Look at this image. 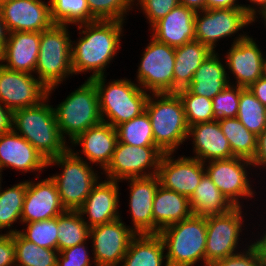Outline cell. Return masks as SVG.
Returning <instances> with one entry per match:
<instances>
[{"instance_id":"obj_1","label":"cell","mask_w":266,"mask_h":266,"mask_svg":"<svg viewBox=\"0 0 266 266\" xmlns=\"http://www.w3.org/2000/svg\"><path fill=\"white\" fill-rule=\"evenodd\" d=\"M123 23L119 20H97L79 24L82 29L77 41L71 42V64L74 74L93 71L87 78L104 76L106 66L113 60L120 46ZM84 28V30H83Z\"/></svg>"},{"instance_id":"obj_2","label":"cell","mask_w":266,"mask_h":266,"mask_svg":"<svg viewBox=\"0 0 266 266\" xmlns=\"http://www.w3.org/2000/svg\"><path fill=\"white\" fill-rule=\"evenodd\" d=\"M13 111L12 129L24 137L47 161L65 153L66 145L58 126L53 106L47 100Z\"/></svg>"},{"instance_id":"obj_3","label":"cell","mask_w":266,"mask_h":266,"mask_svg":"<svg viewBox=\"0 0 266 266\" xmlns=\"http://www.w3.org/2000/svg\"><path fill=\"white\" fill-rule=\"evenodd\" d=\"M151 95L147 98L145 111L151 121L155 145L163 153H174L188 138L189 125L182 101L177 93Z\"/></svg>"},{"instance_id":"obj_4","label":"cell","mask_w":266,"mask_h":266,"mask_svg":"<svg viewBox=\"0 0 266 266\" xmlns=\"http://www.w3.org/2000/svg\"><path fill=\"white\" fill-rule=\"evenodd\" d=\"M99 100L102 121L116 128L145 111L149 96L138 84L128 79L113 80L105 85V75L91 79ZM108 120H106V118ZM110 120V121H109Z\"/></svg>"},{"instance_id":"obj_5","label":"cell","mask_w":266,"mask_h":266,"mask_svg":"<svg viewBox=\"0 0 266 266\" xmlns=\"http://www.w3.org/2000/svg\"><path fill=\"white\" fill-rule=\"evenodd\" d=\"M68 25L53 24L40 32V45L35 73L48 88L50 96L59 83L73 75L71 64V39Z\"/></svg>"},{"instance_id":"obj_6","label":"cell","mask_w":266,"mask_h":266,"mask_svg":"<svg viewBox=\"0 0 266 266\" xmlns=\"http://www.w3.org/2000/svg\"><path fill=\"white\" fill-rule=\"evenodd\" d=\"M158 234L167 250L168 266H192L200 260L205 265L206 217L191 215Z\"/></svg>"},{"instance_id":"obj_7","label":"cell","mask_w":266,"mask_h":266,"mask_svg":"<svg viewBox=\"0 0 266 266\" xmlns=\"http://www.w3.org/2000/svg\"><path fill=\"white\" fill-rule=\"evenodd\" d=\"M70 147L65 153L52 158L47 166H61L62 173L50 176L55 182L61 203L66 210L77 211L98 182L97 173Z\"/></svg>"},{"instance_id":"obj_8","label":"cell","mask_w":266,"mask_h":266,"mask_svg":"<svg viewBox=\"0 0 266 266\" xmlns=\"http://www.w3.org/2000/svg\"><path fill=\"white\" fill-rule=\"evenodd\" d=\"M57 126L70 142L81 133L102 122L98 93L94 83L86 80L77 90L54 108Z\"/></svg>"},{"instance_id":"obj_9","label":"cell","mask_w":266,"mask_h":266,"mask_svg":"<svg viewBox=\"0 0 266 266\" xmlns=\"http://www.w3.org/2000/svg\"><path fill=\"white\" fill-rule=\"evenodd\" d=\"M143 53L137 71L139 86L150 93H173L175 48L152 37Z\"/></svg>"},{"instance_id":"obj_10","label":"cell","mask_w":266,"mask_h":266,"mask_svg":"<svg viewBox=\"0 0 266 266\" xmlns=\"http://www.w3.org/2000/svg\"><path fill=\"white\" fill-rule=\"evenodd\" d=\"M163 154L157 146L138 147L117 142L112 159L104 170L106 177L108 180L119 182L130 178L157 175ZM145 169H148V173Z\"/></svg>"},{"instance_id":"obj_11","label":"cell","mask_w":266,"mask_h":266,"mask_svg":"<svg viewBox=\"0 0 266 266\" xmlns=\"http://www.w3.org/2000/svg\"><path fill=\"white\" fill-rule=\"evenodd\" d=\"M241 209L242 207L238 206L225 214L206 217L205 266L237 254L244 222Z\"/></svg>"},{"instance_id":"obj_12","label":"cell","mask_w":266,"mask_h":266,"mask_svg":"<svg viewBox=\"0 0 266 266\" xmlns=\"http://www.w3.org/2000/svg\"><path fill=\"white\" fill-rule=\"evenodd\" d=\"M251 23L252 17L243 9L226 8L198 11L195 15V40L208 46L214 52L216 42L221 38L232 37L234 33Z\"/></svg>"},{"instance_id":"obj_13","label":"cell","mask_w":266,"mask_h":266,"mask_svg":"<svg viewBox=\"0 0 266 266\" xmlns=\"http://www.w3.org/2000/svg\"><path fill=\"white\" fill-rule=\"evenodd\" d=\"M136 235L133 227L126 226L119 218L89 229L92 239L95 266H119Z\"/></svg>"},{"instance_id":"obj_14","label":"cell","mask_w":266,"mask_h":266,"mask_svg":"<svg viewBox=\"0 0 266 266\" xmlns=\"http://www.w3.org/2000/svg\"><path fill=\"white\" fill-rule=\"evenodd\" d=\"M35 77L0 64V102L12 112L40 104L47 98L48 88Z\"/></svg>"},{"instance_id":"obj_15","label":"cell","mask_w":266,"mask_h":266,"mask_svg":"<svg viewBox=\"0 0 266 266\" xmlns=\"http://www.w3.org/2000/svg\"><path fill=\"white\" fill-rule=\"evenodd\" d=\"M207 162L208 166L204 163L206 174L235 207L242 206L239 198L253 197L255 192L250 187L246 170L248 165L252 166L250 160L233 157Z\"/></svg>"},{"instance_id":"obj_16","label":"cell","mask_w":266,"mask_h":266,"mask_svg":"<svg viewBox=\"0 0 266 266\" xmlns=\"http://www.w3.org/2000/svg\"><path fill=\"white\" fill-rule=\"evenodd\" d=\"M173 153H164L157 172L160 185L188 198L192 196L206 173L204 163L193 157L173 159Z\"/></svg>"},{"instance_id":"obj_17","label":"cell","mask_w":266,"mask_h":266,"mask_svg":"<svg viewBox=\"0 0 266 266\" xmlns=\"http://www.w3.org/2000/svg\"><path fill=\"white\" fill-rule=\"evenodd\" d=\"M7 31L42 32L54 23L50 16V1L12 0L0 5Z\"/></svg>"},{"instance_id":"obj_18","label":"cell","mask_w":266,"mask_h":266,"mask_svg":"<svg viewBox=\"0 0 266 266\" xmlns=\"http://www.w3.org/2000/svg\"><path fill=\"white\" fill-rule=\"evenodd\" d=\"M233 41L226 55V66L235 77V85L248 88L262 77L264 56L250 36L242 34Z\"/></svg>"},{"instance_id":"obj_19","label":"cell","mask_w":266,"mask_h":266,"mask_svg":"<svg viewBox=\"0 0 266 266\" xmlns=\"http://www.w3.org/2000/svg\"><path fill=\"white\" fill-rule=\"evenodd\" d=\"M65 211L56 184L51 177L37 183L32 180L27 181L21 213L22 223L52 219Z\"/></svg>"},{"instance_id":"obj_20","label":"cell","mask_w":266,"mask_h":266,"mask_svg":"<svg viewBox=\"0 0 266 266\" xmlns=\"http://www.w3.org/2000/svg\"><path fill=\"white\" fill-rule=\"evenodd\" d=\"M119 185L114 180L97 182L91 189L85 202L77 210L81 216L86 214L85 222L89 228L117 220L118 213Z\"/></svg>"},{"instance_id":"obj_21","label":"cell","mask_w":266,"mask_h":266,"mask_svg":"<svg viewBox=\"0 0 266 266\" xmlns=\"http://www.w3.org/2000/svg\"><path fill=\"white\" fill-rule=\"evenodd\" d=\"M130 182L129 208L136 234H154L153 200L160 181L157 175L126 179Z\"/></svg>"},{"instance_id":"obj_22","label":"cell","mask_w":266,"mask_h":266,"mask_svg":"<svg viewBox=\"0 0 266 266\" xmlns=\"http://www.w3.org/2000/svg\"><path fill=\"white\" fill-rule=\"evenodd\" d=\"M47 160L13 129L0 135V172L10 167L23 172L42 171Z\"/></svg>"},{"instance_id":"obj_23","label":"cell","mask_w":266,"mask_h":266,"mask_svg":"<svg viewBox=\"0 0 266 266\" xmlns=\"http://www.w3.org/2000/svg\"><path fill=\"white\" fill-rule=\"evenodd\" d=\"M39 45L40 32L8 33L6 44L0 54V64L12 71L35 73Z\"/></svg>"},{"instance_id":"obj_24","label":"cell","mask_w":266,"mask_h":266,"mask_svg":"<svg viewBox=\"0 0 266 266\" xmlns=\"http://www.w3.org/2000/svg\"><path fill=\"white\" fill-rule=\"evenodd\" d=\"M195 15L196 11L179 4L151 26V37L174 48L195 40Z\"/></svg>"},{"instance_id":"obj_25","label":"cell","mask_w":266,"mask_h":266,"mask_svg":"<svg viewBox=\"0 0 266 266\" xmlns=\"http://www.w3.org/2000/svg\"><path fill=\"white\" fill-rule=\"evenodd\" d=\"M189 136H192L193 150L196 154L193 158H197L203 163L207 160L231 159L234 157L218 120L189 126L188 138Z\"/></svg>"},{"instance_id":"obj_26","label":"cell","mask_w":266,"mask_h":266,"mask_svg":"<svg viewBox=\"0 0 266 266\" xmlns=\"http://www.w3.org/2000/svg\"><path fill=\"white\" fill-rule=\"evenodd\" d=\"M117 142L116 128L102 121L81 133L71 143L75 146L81 145V151L90 161V165L91 162L99 164L104 171L112 159Z\"/></svg>"},{"instance_id":"obj_27","label":"cell","mask_w":266,"mask_h":266,"mask_svg":"<svg viewBox=\"0 0 266 266\" xmlns=\"http://www.w3.org/2000/svg\"><path fill=\"white\" fill-rule=\"evenodd\" d=\"M191 215L188 197L159 185L153 200L154 234Z\"/></svg>"},{"instance_id":"obj_28","label":"cell","mask_w":266,"mask_h":266,"mask_svg":"<svg viewBox=\"0 0 266 266\" xmlns=\"http://www.w3.org/2000/svg\"><path fill=\"white\" fill-rule=\"evenodd\" d=\"M216 51L212 52L195 71L192 82L186 87L192 94L213 99L224 90L230 79L226 65L222 64Z\"/></svg>"},{"instance_id":"obj_29","label":"cell","mask_w":266,"mask_h":266,"mask_svg":"<svg viewBox=\"0 0 266 266\" xmlns=\"http://www.w3.org/2000/svg\"><path fill=\"white\" fill-rule=\"evenodd\" d=\"M213 51L197 40L175 48L173 93L186 88L193 80L195 71Z\"/></svg>"},{"instance_id":"obj_30","label":"cell","mask_w":266,"mask_h":266,"mask_svg":"<svg viewBox=\"0 0 266 266\" xmlns=\"http://www.w3.org/2000/svg\"><path fill=\"white\" fill-rule=\"evenodd\" d=\"M165 246L159 234H136L129 244L121 266H168Z\"/></svg>"},{"instance_id":"obj_31","label":"cell","mask_w":266,"mask_h":266,"mask_svg":"<svg viewBox=\"0 0 266 266\" xmlns=\"http://www.w3.org/2000/svg\"><path fill=\"white\" fill-rule=\"evenodd\" d=\"M192 215L202 217L222 215L235 206L225 197L205 173L189 198Z\"/></svg>"},{"instance_id":"obj_32","label":"cell","mask_w":266,"mask_h":266,"mask_svg":"<svg viewBox=\"0 0 266 266\" xmlns=\"http://www.w3.org/2000/svg\"><path fill=\"white\" fill-rule=\"evenodd\" d=\"M234 157L252 161L257 151L258 136L247 130L237 117L218 119Z\"/></svg>"},{"instance_id":"obj_33","label":"cell","mask_w":266,"mask_h":266,"mask_svg":"<svg viewBox=\"0 0 266 266\" xmlns=\"http://www.w3.org/2000/svg\"><path fill=\"white\" fill-rule=\"evenodd\" d=\"M89 229L78 211L66 210L58 215V252L86 242L89 239Z\"/></svg>"},{"instance_id":"obj_34","label":"cell","mask_w":266,"mask_h":266,"mask_svg":"<svg viewBox=\"0 0 266 266\" xmlns=\"http://www.w3.org/2000/svg\"><path fill=\"white\" fill-rule=\"evenodd\" d=\"M15 266H56L58 250L37 246L19 232L13 234Z\"/></svg>"},{"instance_id":"obj_35","label":"cell","mask_w":266,"mask_h":266,"mask_svg":"<svg viewBox=\"0 0 266 266\" xmlns=\"http://www.w3.org/2000/svg\"><path fill=\"white\" fill-rule=\"evenodd\" d=\"M26 190L27 181L15 184L6 190H1L0 188V229L2 231L5 228H9L6 234L19 232L17 229L10 230V227L17 220L21 222Z\"/></svg>"},{"instance_id":"obj_36","label":"cell","mask_w":266,"mask_h":266,"mask_svg":"<svg viewBox=\"0 0 266 266\" xmlns=\"http://www.w3.org/2000/svg\"><path fill=\"white\" fill-rule=\"evenodd\" d=\"M54 24L70 25L97 21L89 11L87 0H49Z\"/></svg>"},{"instance_id":"obj_37","label":"cell","mask_w":266,"mask_h":266,"mask_svg":"<svg viewBox=\"0 0 266 266\" xmlns=\"http://www.w3.org/2000/svg\"><path fill=\"white\" fill-rule=\"evenodd\" d=\"M237 119L256 136L266 128V106L248 88L240 93Z\"/></svg>"},{"instance_id":"obj_38","label":"cell","mask_w":266,"mask_h":266,"mask_svg":"<svg viewBox=\"0 0 266 266\" xmlns=\"http://www.w3.org/2000/svg\"><path fill=\"white\" fill-rule=\"evenodd\" d=\"M118 142L131 146H156L150 118L146 111L116 127Z\"/></svg>"},{"instance_id":"obj_39","label":"cell","mask_w":266,"mask_h":266,"mask_svg":"<svg viewBox=\"0 0 266 266\" xmlns=\"http://www.w3.org/2000/svg\"><path fill=\"white\" fill-rule=\"evenodd\" d=\"M176 93L182 101L189 126L216 120L211 99L192 94L187 88L180 89Z\"/></svg>"},{"instance_id":"obj_40","label":"cell","mask_w":266,"mask_h":266,"mask_svg":"<svg viewBox=\"0 0 266 266\" xmlns=\"http://www.w3.org/2000/svg\"><path fill=\"white\" fill-rule=\"evenodd\" d=\"M27 228L19 233L27 240L48 249L57 250L58 216L38 222L25 223Z\"/></svg>"},{"instance_id":"obj_41","label":"cell","mask_w":266,"mask_h":266,"mask_svg":"<svg viewBox=\"0 0 266 266\" xmlns=\"http://www.w3.org/2000/svg\"><path fill=\"white\" fill-rule=\"evenodd\" d=\"M90 14L96 20H119L134 6V0H87Z\"/></svg>"},{"instance_id":"obj_42","label":"cell","mask_w":266,"mask_h":266,"mask_svg":"<svg viewBox=\"0 0 266 266\" xmlns=\"http://www.w3.org/2000/svg\"><path fill=\"white\" fill-rule=\"evenodd\" d=\"M244 87L229 84L212 99L216 120L237 117L240 93Z\"/></svg>"},{"instance_id":"obj_43","label":"cell","mask_w":266,"mask_h":266,"mask_svg":"<svg viewBox=\"0 0 266 266\" xmlns=\"http://www.w3.org/2000/svg\"><path fill=\"white\" fill-rule=\"evenodd\" d=\"M137 2L151 26L180 4V0H137Z\"/></svg>"},{"instance_id":"obj_44","label":"cell","mask_w":266,"mask_h":266,"mask_svg":"<svg viewBox=\"0 0 266 266\" xmlns=\"http://www.w3.org/2000/svg\"><path fill=\"white\" fill-rule=\"evenodd\" d=\"M86 242L66 248L58 253L56 266H91Z\"/></svg>"},{"instance_id":"obj_45","label":"cell","mask_w":266,"mask_h":266,"mask_svg":"<svg viewBox=\"0 0 266 266\" xmlns=\"http://www.w3.org/2000/svg\"><path fill=\"white\" fill-rule=\"evenodd\" d=\"M245 252H239L224 259L217 260L209 266H261L256 250L249 245Z\"/></svg>"},{"instance_id":"obj_46","label":"cell","mask_w":266,"mask_h":266,"mask_svg":"<svg viewBox=\"0 0 266 266\" xmlns=\"http://www.w3.org/2000/svg\"><path fill=\"white\" fill-rule=\"evenodd\" d=\"M0 266H15L13 234H0Z\"/></svg>"},{"instance_id":"obj_47","label":"cell","mask_w":266,"mask_h":266,"mask_svg":"<svg viewBox=\"0 0 266 266\" xmlns=\"http://www.w3.org/2000/svg\"><path fill=\"white\" fill-rule=\"evenodd\" d=\"M251 163L254 167L266 166V128L258 135L257 151Z\"/></svg>"},{"instance_id":"obj_48","label":"cell","mask_w":266,"mask_h":266,"mask_svg":"<svg viewBox=\"0 0 266 266\" xmlns=\"http://www.w3.org/2000/svg\"><path fill=\"white\" fill-rule=\"evenodd\" d=\"M13 112L0 102V135L12 130Z\"/></svg>"},{"instance_id":"obj_49","label":"cell","mask_w":266,"mask_h":266,"mask_svg":"<svg viewBox=\"0 0 266 266\" xmlns=\"http://www.w3.org/2000/svg\"><path fill=\"white\" fill-rule=\"evenodd\" d=\"M248 89L264 106H266V78L260 77L256 82L252 83Z\"/></svg>"},{"instance_id":"obj_50","label":"cell","mask_w":266,"mask_h":266,"mask_svg":"<svg viewBox=\"0 0 266 266\" xmlns=\"http://www.w3.org/2000/svg\"><path fill=\"white\" fill-rule=\"evenodd\" d=\"M237 0H206V9H243V5L236 4Z\"/></svg>"},{"instance_id":"obj_51","label":"cell","mask_w":266,"mask_h":266,"mask_svg":"<svg viewBox=\"0 0 266 266\" xmlns=\"http://www.w3.org/2000/svg\"><path fill=\"white\" fill-rule=\"evenodd\" d=\"M251 246L256 250L261 266H266V232L258 241L251 243Z\"/></svg>"},{"instance_id":"obj_52","label":"cell","mask_w":266,"mask_h":266,"mask_svg":"<svg viewBox=\"0 0 266 266\" xmlns=\"http://www.w3.org/2000/svg\"><path fill=\"white\" fill-rule=\"evenodd\" d=\"M249 2H251V4H255V5H243V10L252 17V22L255 21L256 17L258 18V16L256 15L258 12V9H262L263 7L266 6V0H248ZM256 5L258 6V9L256 8ZM255 6V7H254ZM260 6V7H259ZM257 11V12H256Z\"/></svg>"},{"instance_id":"obj_53","label":"cell","mask_w":266,"mask_h":266,"mask_svg":"<svg viewBox=\"0 0 266 266\" xmlns=\"http://www.w3.org/2000/svg\"><path fill=\"white\" fill-rule=\"evenodd\" d=\"M180 4L196 12L206 9V0H180Z\"/></svg>"},{"instance_id":"obj_54","label":"cell","mask_w":266,"mask_h":266,"mask_svg":"<svg viewBox=\"0 0 266 266\" xmlns=\"http://www.w3.org/2000/svg\"><path fill=\"white\" fill-rule=\"evenodd\" d=\"M8 33L9 32L7 31L6 25L2 19V14L0 10V54L2 53L4 45L6 44Z\"/></svg>"},{"instance_id":"obj_55","label":"cell","mask_w":266,"mask_h":266,"mask_svg":"<svg viewBox=\"0 0 266 266\" xmlns=\"http://www.w3.org/2000/svg\"><path fill=\"white\" fill-rule=\"evenodd\" d=\"M258 13L260 16L262 15L261 18H263V20L265 21L264 25L266 26V6L263 7L261 10H258Z\"/></svg>"},{"instance_id":"obj_56","label":"cell","mask_w":266,"mask_h":266,"mask_svg":"<svg viewBox=\"0 0 266 266\" xmlns=\"http://www.w3.org/2000/svg\"><path fill=\"white\" fill-rule=\"evenodd\" d=\"M262 77L266 78V59L263 57Z\"/></svg>"},{"instance_id":"obj_57","label":"cell","mask_w":266,"mask_h":266,"mask_svg":"<svg viewBox=\"0 0 266 266\" xmlns=\"http://www.w3.org/2000/svg\"><path fill=\"white\" fill-rule=\"evenodd\" d=\"M12 1V0H0V5H2L5 2Z\"/></svg>"},{"instance_id":"obj_58","label":"cell","mask_w":266,"mask_h":266,"mask_svg":"<svg viewBox=\"0 0 266 266\" xmlns=\"http://www.w3.org/2000/svg\"><path fill=\"white\" fill-rule=\"evenodd\" d=\"M1 175H2V173L0 172V188H1V181H2L1 180V178H2Z\"/></svg>"}]
</instances>
